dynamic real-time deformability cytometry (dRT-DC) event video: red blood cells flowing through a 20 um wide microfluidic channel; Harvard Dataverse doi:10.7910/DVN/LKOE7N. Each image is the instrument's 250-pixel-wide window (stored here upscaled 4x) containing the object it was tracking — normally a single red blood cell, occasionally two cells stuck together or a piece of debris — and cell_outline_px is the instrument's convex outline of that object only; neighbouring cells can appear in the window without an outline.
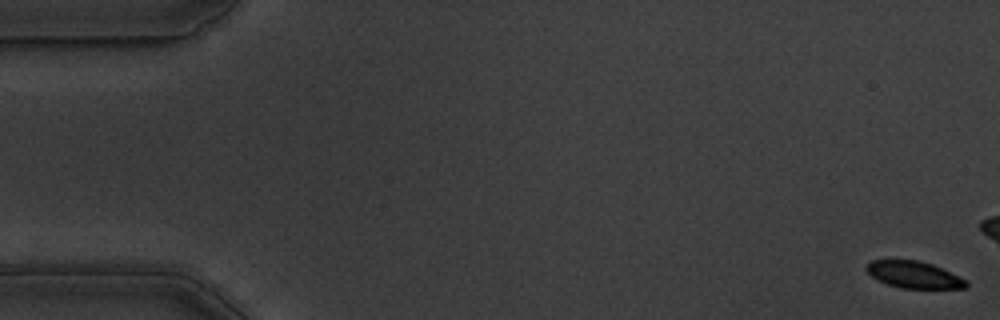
{"species": "common noctule bat (a hibernating species)", "species_latin": "Nyctalus noctula", "temperature_condition": "warm", "stored_images_in_passage": 15, "camera_frame_rate_fps": 3000, "um_per_image_px": 0.085, "animal": {"sex": "male", "body_mass_g": 19.5, "forearm_length_mm": 54.6}, "frame": {"image": 1, "passage_image": 1, "time_ms": 0.0, "image_size_px": [1000, 320], "cell_outline_px": [[968, 284], [964, 288], [900, 288], [888, 284], [872, 276], [864, 268], [872, 260], [920, 260], [932, 264], [968, 280]], "centroid_in_image_um": [77.7, 23.34], "position_along_channel_um": 7.3, "area_um2": 15.43}}